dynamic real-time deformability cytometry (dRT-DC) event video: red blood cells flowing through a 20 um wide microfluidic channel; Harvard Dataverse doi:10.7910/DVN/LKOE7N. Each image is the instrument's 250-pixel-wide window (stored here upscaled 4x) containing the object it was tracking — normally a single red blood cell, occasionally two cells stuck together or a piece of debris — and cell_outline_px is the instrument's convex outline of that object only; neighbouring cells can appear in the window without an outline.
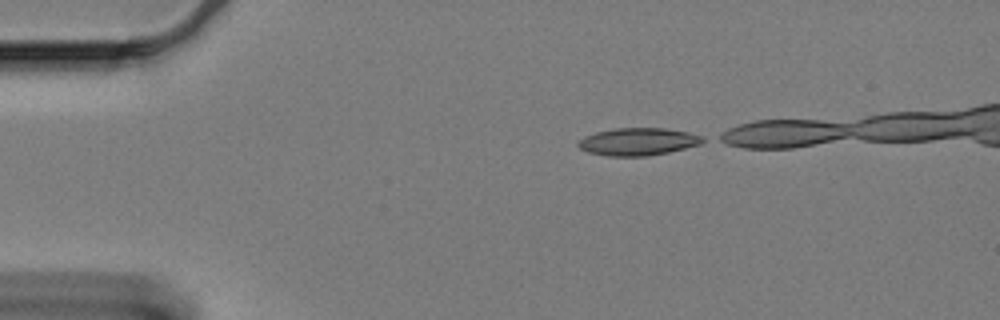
{"species": "Egyptian fruit bat (a non-hibernating species)", "species_latin": "Rousettus aegyptiacus", "temperature_condition": "cold", "stored_images_in_passage": 16, "camera_frame_rate_fps": 3000, "um_per_image_px": 0.085, "animal": {"sex": "female"}, "frame": {"image": 1, "passage_image": 1, "time_ms": 0.0, "image_size_px": [1000, 320], "cell_outline_px": [[708, 140], [700, 144], [668, 152], [648, 156], [608, 156], [588, 152], [580, 148], [576, 144], [584, 136], [596, 132], [616, 128], [664, 128], [688, 132], [704, 136]], "centroid_in_image_um": [54.26, 12.04], "position_along_channel_um": 30.7, "area_um2": 20.0}}
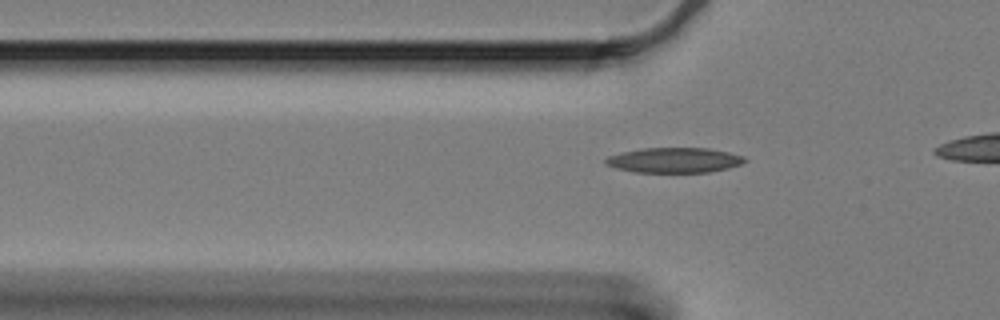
{"frame": {"image": 2, "passage_image": 9, "time_ms": 2.667, "image_size_px": [1000, 320], "cell_outline_px": [[748, 160], [740, 164], [728, 168], [708, 172], [636, 172], [616, 168], [604, 164], [604, 160], [608, 156], [640, 148], [708, 148], [728, 152], [744, 156]], "centroid_in_image_um": [57.31, 13.61], "position_along_channel_um": 68.5, "area_um2": 20.29}}
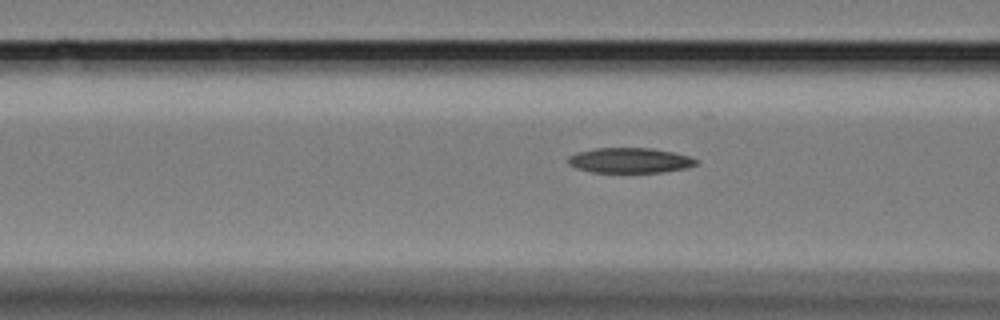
{"frame": {"image": 3, "passage_image": 13, "time_ms": 4.0, "image_size_px": [1000, 320], "cell_outline_px": [[700, 164], [688, 168], [664, 172], [592, 172], [576, 168], [568, 164], [568, 156], [576, 152], [596, 148], [652, 148], [672, 152], [688, 156], [700, 160]], "centroid_in_image_um": [53.57, 13.63], "position_along_channel_um": 113.0, "area_um2": 18.96}}